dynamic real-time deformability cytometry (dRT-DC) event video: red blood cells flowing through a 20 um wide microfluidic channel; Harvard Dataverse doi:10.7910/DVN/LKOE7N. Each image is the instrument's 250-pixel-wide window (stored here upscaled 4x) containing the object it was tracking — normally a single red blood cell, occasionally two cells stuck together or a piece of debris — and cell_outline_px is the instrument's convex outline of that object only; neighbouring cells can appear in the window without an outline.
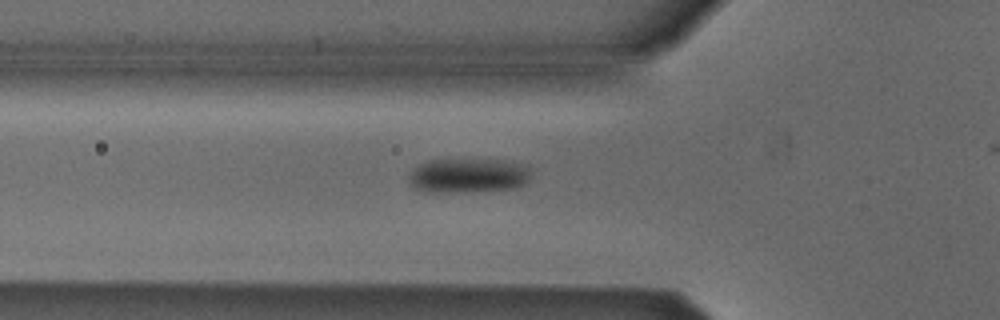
{"species": "Egyptian fruit bat (a non-hibernating species)", "species_latin": "Rousettus aegyptiacus", "temperature_condition": "cold", "stored_images_in_passage": 38, "camera_frame_rate_fps": 3000, "um_per_image_px": 0.085, "animal": {"sex": "male"}, "frame": {"image": 1, "passage_image": 10, "time_ms": 3.0, "image_size_px": [1000, 320], "cell_outline_px": [[528, 180], [524, 184], [512, 188], [464, 192], [428, 192], [412, 188], [408, 180], [408, 172], [412, 168], [428, 160], [504, 160], [528, 164]], "centroid_in_image_um": [39.73, 14.92], "position_along_channel_um": 86.1, "area_um2": 24.68}}
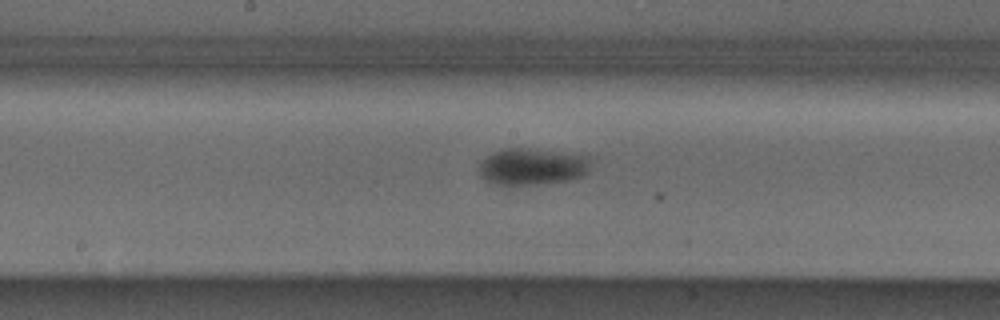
{"frame": {"image": 2, "passage_image": 19, "time_ms": 6.0, "image_size_px": [1000, 320], "cell_outline_px": [[592, 156], [588, 172], [584, 176], [568, 180], [508, 188], [488, 184], [480, 176], [480, 160], [484, 156], [504, 148], [528, 148]], "centroid_in_image_um": [45.18, 14.2], "position_along_channel_um": 203.0, "area_um2": 24.91}}
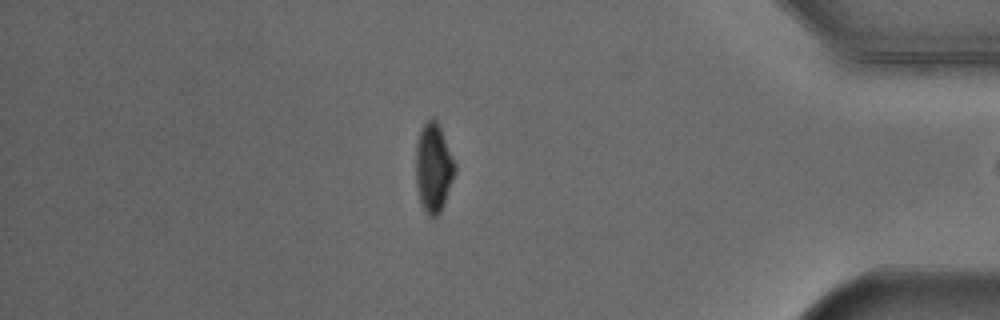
{"frame": {"image": 3, "passage_image": 37, "time_ms": 12.0, "image_size_px": [1000, 320], "cell_outline_px": [[456, 172], [444, 204], [440, 212], [436, 216], [428, 216], [424, 212], [420, 200], [416, 184], [416, 144], [420, 132], [424, 124], [432, 116], [436, 120], [440, 128], [456, 164]], "centroid_in_image_um": [36.85, 14.28], "position_along_channel_um": 398.4, "area_um2": 20.17}}